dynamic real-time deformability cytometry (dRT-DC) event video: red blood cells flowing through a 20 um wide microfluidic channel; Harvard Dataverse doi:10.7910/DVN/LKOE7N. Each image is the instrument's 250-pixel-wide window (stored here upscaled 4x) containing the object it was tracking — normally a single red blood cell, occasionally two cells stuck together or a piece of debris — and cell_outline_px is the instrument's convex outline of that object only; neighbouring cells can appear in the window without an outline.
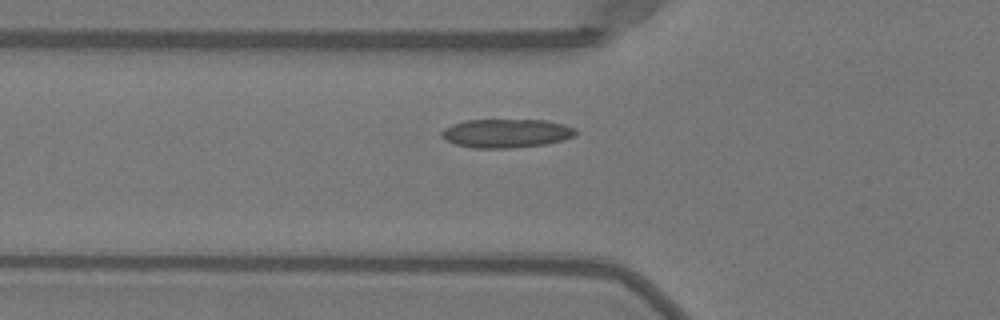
{"species": "Egyptian fruit bat (a non-hibernating species)", "species_latin": "Rousettus aegyptiacus", "temperature_condition": "warm", "stored_images_in_passage": 31, "camera_frame_rate_fps": 3000, "um_per_image_px": 0.085, "animal": {"sex": "female"}, "frame": {"image": 1, "passage_image": 3, "time_ms": 0.667, "image_size_px": [1000, 320], "cell_outline_px": [[576, 136], [564, 140], [544, 144], [512, 148], [476, 148], [456, 144], [440, 136], [440, 132], [444, 128], [452, 124], [464, 120], [544, 120], [564, 124], [576, 128]], "centroid_in_image_um": [43.05, 11.32], "position_along_channel_um": 82.8, "area_um2": 22.48}}
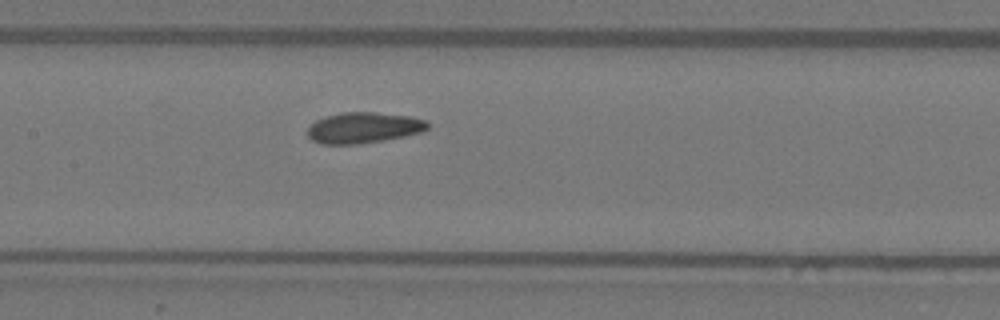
{"frame": {"image": 2, "passage_image": 10, "time_ms": 3.0, "image_size_px": [1000, 320], "cell_outline_px": [[428, 128], [420, 132], [404, 136], [356, 144], [320, 144], [312, 140], [308, 136], [308, 128], [316, 120], [324, 116], [344, 112], [376, 112], [412, 116], [424, 120], [428, 124]], "centroid_in_image_um": [30.88, 10.84], "position_along_channel_um": 176.5, "area_um2": 21.44}}
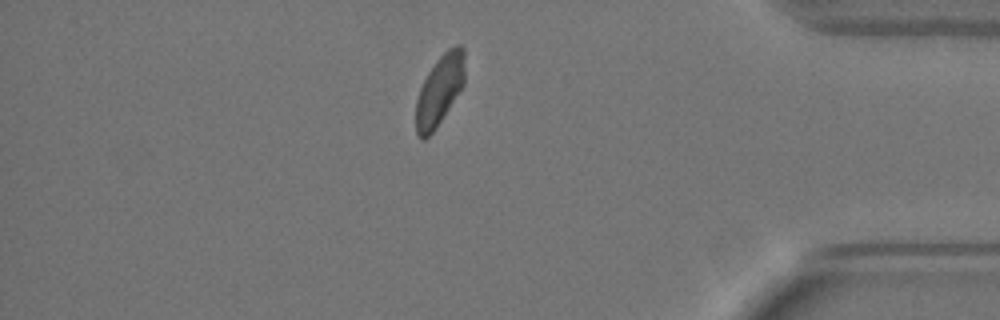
{"frame": {"image": 3, "passage_image": 29, "time_ms": 9.333, "image_size_px": [1000, 320], "cell_outline_px": [[464, 84], [432, 132], [424, 140], [420, 140], [416, 132], [416, 100], [420, 88], [428, 72], [436, 60], [448, 48], [456, 44], [460, 44], [464, 48]], "centroid_in_image_um": [37.35, 7.63], "position_along_channel_um": 397.8, "area_um2": 19.71}}